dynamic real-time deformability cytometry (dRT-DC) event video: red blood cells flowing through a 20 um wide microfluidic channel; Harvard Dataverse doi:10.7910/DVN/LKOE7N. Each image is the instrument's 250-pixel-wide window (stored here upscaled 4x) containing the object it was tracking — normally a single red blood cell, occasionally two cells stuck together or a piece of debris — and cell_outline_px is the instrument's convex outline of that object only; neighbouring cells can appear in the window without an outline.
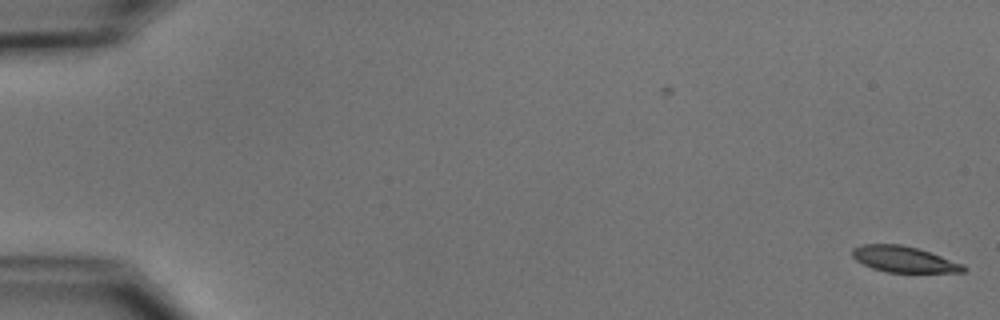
{"species": "common noctule bat (a hibernating species)", "species_latin": "Nyctalus noctula", "temperature_condition": "cold", "stored_images_in_passage": 54, "camera_frame_rate_fps": 3000, "um_per_image_px": 0.085, "animal": {"sex": "male", "body_mass_g": 15.6}, "frame": {"image": 1, "passage_image": 1, "time_ms": 0.0, "image_size_px": [1000, 320], "cell_outline_px": [[968, 268], [964, 272], [888, 272], [872, 268], [856, 260], [852, 256], [852, 248], [860, 244], [900, 244], [916, 248], [964, 264]], "centroid_in_image_um": [76.81, 22.03], "position_along_channel_um": 8.2, "area_um2": 16.7}}
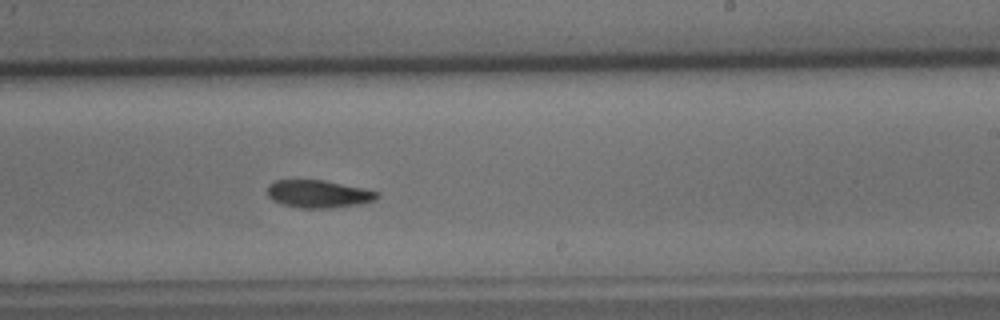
{"frame": {"image": 2, "passage_image": 34, "time_ms": 11.0, "image_size_px": [1000, 320], "cell_outline_px": [[380, 196], [376, 200], [360, 204], [332, 208], [300, 208], [280, 204], [272, 200], [268, 196], [268, 184], [276, 180], [324, 180], [364, 188], [380, 192]], "centroid_in_image_um": [27.09, 16.49], "position_along_channel_um": 261.9, "area_um2": 17.92}}
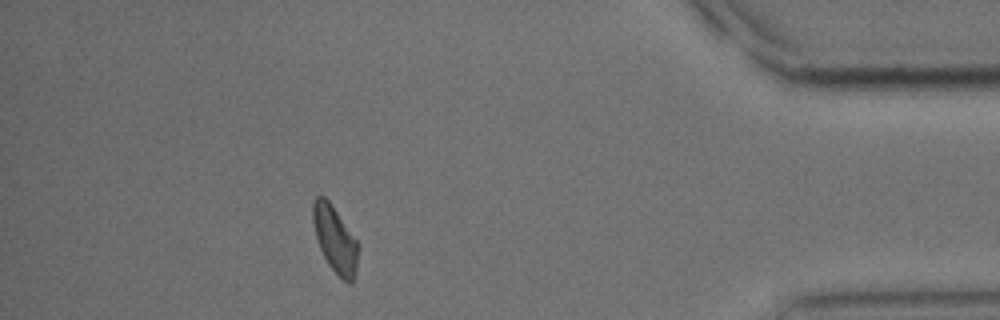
{"frame": {"image": 3, "passage_image": 49, "time_ms": 16.0, "image_size_px": [1000, 320], "cell_outline_px": [[360, 244], [356, 276], [352, 284], [348, 284], [328, 264], [320, 248], [316, 236], [312, 220], [312, 204], [316, 196], [324, 196], [328, 200]], "centroid_in_image_um": [28.51, 20.37], "position_along_channel_um": 406.7, "area_um2": 17.63}, "authors_computed_cell_mechanics": {"area_um2": 17.918, "velocity_mm_per_s": 3.7381, "shape_relaxation_time_tau1_ms": 6.7116, "shape_relaxation_time_tau2_ms": null, "deformation_change_tau1": 0.1613, "deformation_change_tau2": null}}